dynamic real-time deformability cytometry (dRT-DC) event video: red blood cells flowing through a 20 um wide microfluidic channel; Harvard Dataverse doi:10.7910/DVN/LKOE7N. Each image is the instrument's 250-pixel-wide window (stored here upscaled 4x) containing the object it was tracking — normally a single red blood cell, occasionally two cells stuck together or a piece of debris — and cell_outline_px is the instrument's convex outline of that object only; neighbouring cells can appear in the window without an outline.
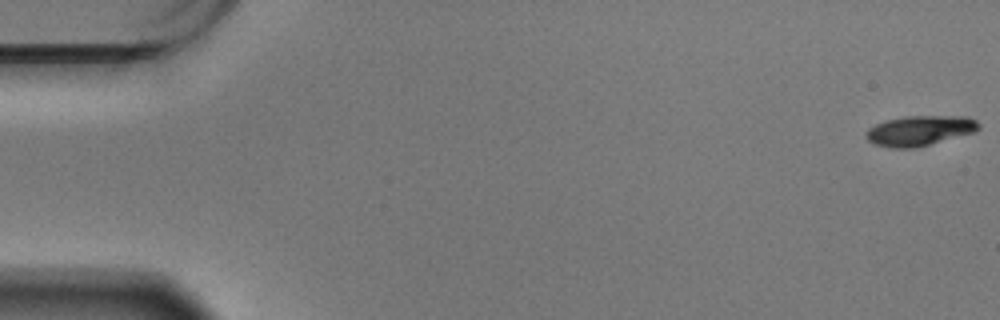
{"species": "Egyptian fruit bat (a non-hibernating species)", "species_latin": "Rousettus aegyptiacus", "temperature_condition": "warm", "stored_images_in_passage": 60, "camera_frame_rate_fps": 3000, "um_per_image_px": 0.085, "animal": {"sex": "male"}, "frame": {"image": 1, "passage_image": 1, "time_ms": 0.0, "image_size_px": [1000, 320], "cell_outline_px": [[980, 128], [972, 132], [916, 148], [888, 148], [872, 144], [864, 136], [864, 132], [868, 128], [876, 124], [888, 120], [904, 116], [968, 116], [976, 120], [980, 124]], "centroid_in_image_um": [78.12, 11.11], "position_along_channel_um": 6.9, "area_um2": 19.83}}
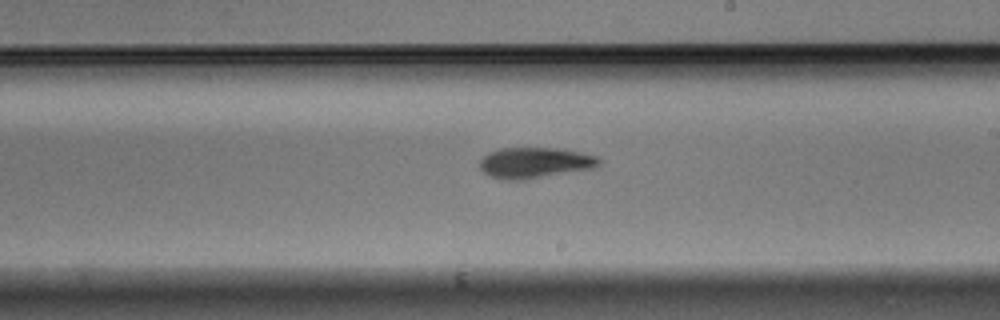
{"frame": {"image": 2, "passage_image": 35, "time_ms": 11.333, "image_size_px": [1000, 320], "cell_outline_px": [[600, 164], [592, 168], [524, 180], [504, 180], [488, 176], [480, 168], [480, 160], [488, 152], [500, 148], [560, 148], [580, 152], [596, 156], [600, 160]], "centroid_in_image_um": [45.42, 13.83], "position_along_channel_um": 243.6, "area_um2": 21.39}}
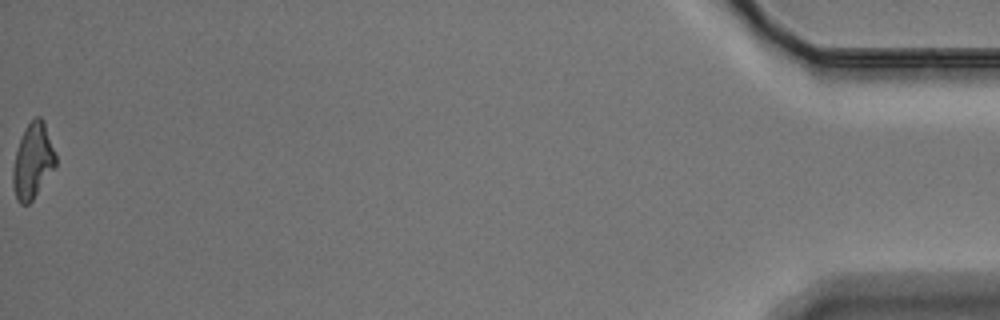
{"frame": {"image": 3, "passage_image": 60, "time_ms": 19.667, "image_size_px": [1000, 320], "cell_outline_px": [[56, 164], [32, 200], [28, 204], [20, 204], [16, 200], [12, 184], [12, 168], [16, 152], [24, 128], [36, 116], [40, 116], [44, 120], [56, 152]], "centroid_in_image_um": [2.78, 13.67], "position_along_channel_um": 432.4, "area_um2": 18.73}, "authors_computed_cell_mechanics": {"area_um2": 20.0566, "velocity_mm_per_s": 3.4352, "shape_relaxation_time_tau1_ms": 2.7039, "shape_relaxation_time_tau2_ms": 5.4211, "deformation_change_tau1": 0.1265, "deformation_change_tau2": 0.1173}}